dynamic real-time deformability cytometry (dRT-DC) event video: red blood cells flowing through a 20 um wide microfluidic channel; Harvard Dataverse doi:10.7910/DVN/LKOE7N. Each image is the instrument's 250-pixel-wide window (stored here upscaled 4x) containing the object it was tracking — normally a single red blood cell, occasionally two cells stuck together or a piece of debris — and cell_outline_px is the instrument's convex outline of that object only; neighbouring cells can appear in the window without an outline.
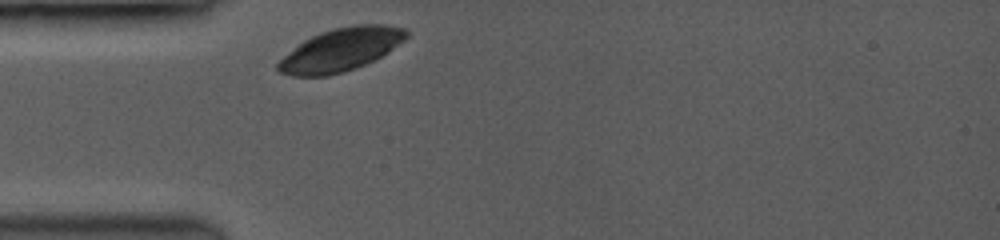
{"species": "common noctule bat (a hibernating species)", "species_latin": "Nyctalus noctula", "temperature_condition": "room temperature", "stored_images_in_passage": 44, "camera_frame_rate_fps": 3500, "um_per_image_px": 0.085, "animal": {"sex": "female", "body_mass_g": 19.0, "forearm_length_mm": 53.3}, "frame": {"image": 1, "passage_image": 1, "time_ms": 0.0, "image_size_px": [1000, 240], "cell_outline_px": [[408, 36], [404, 40], [388, 52], [356, 68], [324, 76], [292, 76], [280, 72], [276, 68], [276, 64], [284, 56], [304, 40], [320, 32], [336, 28], [356, 24], [384, 24], [408, 28]], "centroid_in_image_um": [28.99, 4.21], "position_along_channel_um": 56.0, "area_um2": 31.79}}
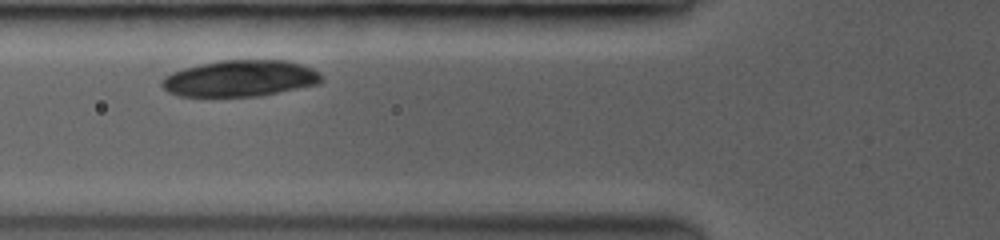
{"frame": {"image": 2, "passage_image": 5, "time_ms": 1.429, "image_size_px": [1000, 240], "cell_outline_px": [[324, 80], [320, 84], [256, 96], [180, 96], [168, 92], [160, 84], [160, 80], [164, 76], [172, 72], [184, 68], [200, 64], [220, 60], [288, 60], [312, 68], [320, 72], [324, 76]], "centroid_in_image_um": [20.43, 6.65], "position_along_channel_um": 105.4, "area_um2": 33.99}}